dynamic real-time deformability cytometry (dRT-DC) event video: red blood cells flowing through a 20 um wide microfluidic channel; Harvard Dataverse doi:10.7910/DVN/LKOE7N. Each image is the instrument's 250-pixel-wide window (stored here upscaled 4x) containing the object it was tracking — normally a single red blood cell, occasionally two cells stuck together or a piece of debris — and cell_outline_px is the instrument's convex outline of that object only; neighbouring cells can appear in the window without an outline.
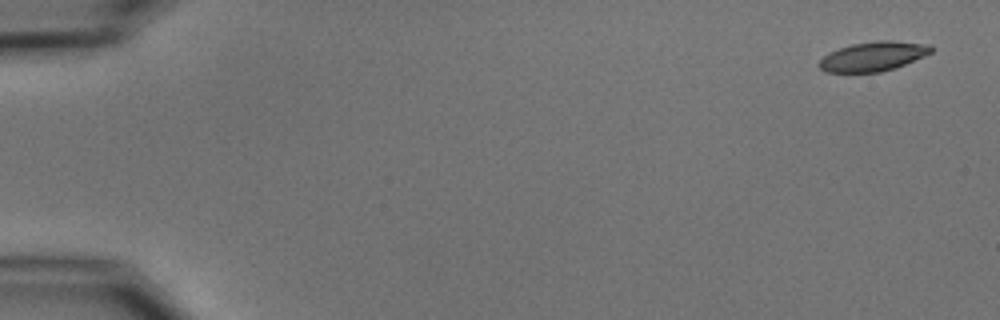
{"species": "common noctule bat (a hibernating species)", "species_latin": "Nyctalus noctula", "temperature_condition": "cold", "stored_images_in_passage": 5, "camera_frame_rate_fps": 3000, "um_per_image_px": 0.085, "animal": {"sex": "male", "body_mass_g": 15.6}, "frame": {"image": 1, "passage_image": 1, "time_ms": 0.0, "image_size_px": [1000, 320], "cell_outline_px": [[932, 52], [924, 56], [904, 64], [880, 72], [824, 72], [816, 64], [828, 52], [852, 44], [876, 40], [892, 40], [932, 44]], "centroid_in_image_um": [74.21, 4.78], "position_along_channel_um": 10.8, "area_um2": 19.25}}
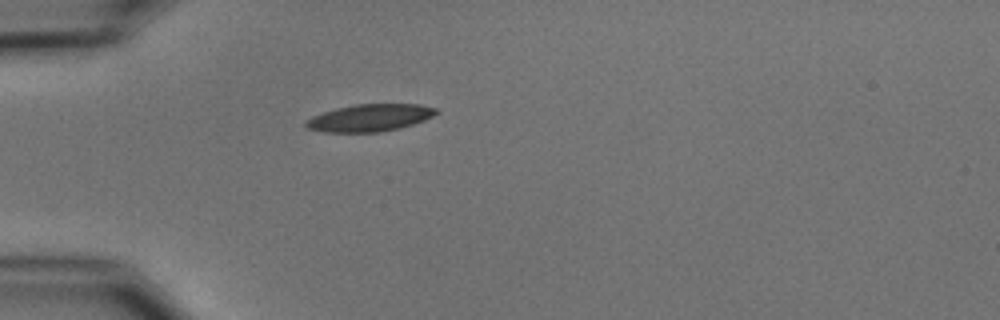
{"frame": {"image": 2, "passage_image": 5, "time_ms": 4.667, "image_size_px": [1000, 320], "cell_outline_px": [[440, 112], [424, 120], [400, 128], [380, 132], [324, 132], [308, 128], [304, 124], [312, 116], [336, 108], [352, 104], [420, 104], [436, 108]], "centroid_in_image_um": [31.45, 10.0], "position_along_channel_um": 53.5, "area_um2": 20.63}}